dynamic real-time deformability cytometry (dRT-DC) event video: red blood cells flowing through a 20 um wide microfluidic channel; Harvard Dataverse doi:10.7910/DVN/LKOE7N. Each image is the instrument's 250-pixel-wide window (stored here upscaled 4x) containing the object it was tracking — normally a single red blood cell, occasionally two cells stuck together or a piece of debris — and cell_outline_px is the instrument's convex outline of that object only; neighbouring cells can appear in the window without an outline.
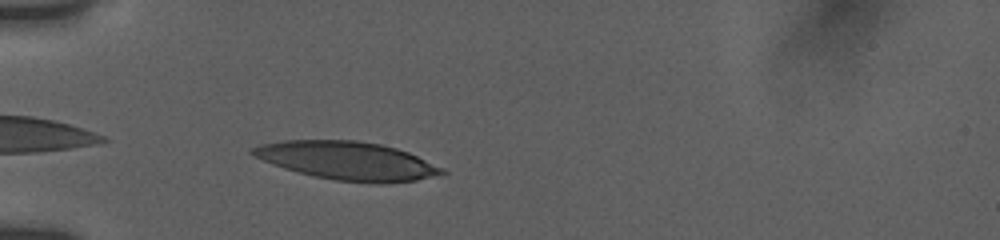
{"species": "human", "species_latin": "Homo sapiens", "temperature_condition": "room temperature", "stored_images_in_passage": 4, "camera_frame_rate_fps": 3000, "um_per_image_px": 0.085, "donor": {"sex": "female"}, "frame": {"image": 1, "passage_image": 4, "time_ms": 3.333, "image_size_px": [1000, 240], "cell_outline_px": [[448, 172], [416, 180], [388, 184], [380, 184], [336, 180], [312, 176], [284, 168], [272, 164], [248, 152], [248, 148], [260, 144], [284, 140], [356, 140], [380, 144], [396, 148], [408, 152], [444, 168]], "centroid_in_image_um": [29.51, 13.66], "position_along_channel_um": 55.5, "area_um2": 42.31}}